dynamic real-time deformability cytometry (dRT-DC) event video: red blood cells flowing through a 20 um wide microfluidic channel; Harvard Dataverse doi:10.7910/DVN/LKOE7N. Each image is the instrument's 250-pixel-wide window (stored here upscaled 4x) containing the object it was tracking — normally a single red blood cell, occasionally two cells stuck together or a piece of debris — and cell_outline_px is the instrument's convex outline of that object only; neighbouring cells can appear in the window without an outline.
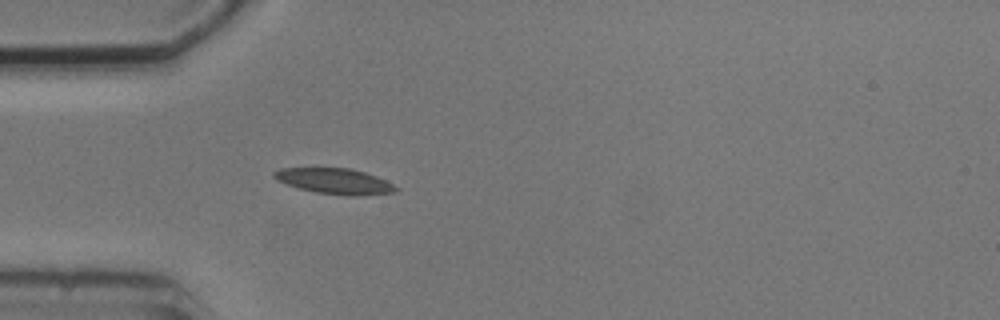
{"species": "common noctule bat (a hibernating species)", "species_latin": "Nyctalus noctula", "temperature_condition": "cold", "stored_images_in_passage": 1, "camera_frame_rate_fps": 3000, "um_per_image_px": 0.085, "animal": {"sex": "male", "body_mass_g": 20.5, "forearm_length_mm": 52.5}, "frame": {"image": 1, "passage_image": 1, "time_ms": 0.0, "image_size_px": [1000, 320], "cell_outline_px": [[400, 188], [396, 192], [356, 196], [352, 196], [316, 192], [300, 188], [276, 180], [272, 176], [272, 172], [280, 168], [352, 168], [376, 176]], "centroid_in_image_um": [28.45, 15.39], "position_along_channel_um": 56.6, "area_um2": 18.09}}